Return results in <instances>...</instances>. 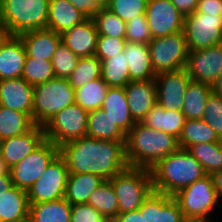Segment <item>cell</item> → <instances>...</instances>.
<instances>
[{
    "mask_svg": "<svg viewBox=\"0 0 222 222\" xmlns=\"http://www.w3.org/2000/svg\"><path fill=\"white\" fill-rule=\"evenodd\" d=\"M125 142L81 137L60 146L69 174L93 173L110 180L128 167Z\"/></svg>",
    "mask_w": 222,
    "mask_h": 222,
    "instance_id": "cell-1",
    "label": "cell"
},
{
    "mask_svg": "<svg viewBox=\"0 0 222 222\" xmlns=\"http://www.w3.org/2000/svg\"><path fill=\"white\" fill-rule=\"evenodd\" d=\"M178 148L177 137L149 128L141 122H136L126 134L125 156L129 167L151 170Z\"/></svg>",
    "mask_w": 222,
    "mask_h": 222,
    "instance_id": "cell-2",
    "label": "cell"
},
{
    "mask_svg": "<svg viewBox=\"0 0 222 222\" xmlns=\"http://www.w3.org/2000/svg\"><path fill=\"white\" fill-rule=\"evenodd\" d=\"M150 172L153 189L170 196L207 175L189 151L180 147L167 155Z\"/></svg>",
    "mask_w": 222,
    "mask_h": 222,
    "instance_id": "cell-3",
    "label": "cell"
},
{
    "mask_svg": "<svg viewBox=\"0 0 222 222\" xmlns=\"http://www.w3.org/2000/svg\"><path fill=\"white\" fill-rule=\"evenodd\" d=\"M49 0H0V22L6 35L48 26Z\"/></svg>",
    "mask_w": 222,
    "mask_h": 222,
    "instance_id": "cell-4",
    "label": "cell"
},
{
    "mask_svg": "<svg viewBox=\"0 0 222 222\" xmlns=\"http://www.w3.org/2000/svg\"><path fill=\"white\" fill-rule=\"evenodd\" d=\"M75 104V90L68 78H53L34 86L32 120L44 126L65 107Z\"/></svg>",
    "mask_w": 222,
    "mask_h": 222,
    "instance_id": "cell-5",
    "label": "cell"
},
{
    "mask_svg": "<svg viewBox=\"0 0 222 222\" xmlns=\"http://www.w3.org/2000/svg\"><path fill=\"white\" fill-rule=\"evenodd\" d=\"M115 191L119 214L138 210L153 189L150 170L127 167L109 180Z\"/></svg>",
    "mask_w": 222,
    "mask_h": 222,
    "instance_id": "cell-6",
    "label": "cell"
},
{
    "mask_svg": "<svg viewBox=\"0 0 222 222\" xmlns=\"http://www.w3.org/2000/svg\"><path fill=\"white\" fill-rule=\"evenodd\" d=\"M148 46L155 75L185 68L188 48L184 30L152 39Z\"/></svg>",
    "mask_w": 222,
    "mask_h": 222,
    "instance_id": "cell-7",
    "label": "cell"
},
{
    "mask_svg": "<svg viewBox=\"0 0 222 222\" xmlns=\"http://www.w3.org/2000/svg\"><path fill=\"white\" fill-rule=\"evenodd\" d=\"M177 201L184 217L209 218V214L219 203L212 177L206 175L177 192Z\"/></svg>",
    "mask_w": 222,
    "mask_h": 222,
    "instance_id": "cell-8",
    "label": "cell"
},
{
    "mask_svg": "<svg viewBox=\"0 0 222 222\" xmlns=\"http://www.w3.org/2000/svg\"><path fill=\"white\" fill-rule=\"evenodd\" d=\"M88 112L78 104L65 107L54 115L44 126L45 138L56 146L85 137Z\"/></svg>",
    "mask_w": 222,
    "mask_h": 222,
    "instance_id": "cell-9",
    "label": "cell"
},
{
    "mask_svg": "<svg viewBox=\"0 0 222 222\" xmlns=\"http://www.w3.org/2000/svg\"><path fill=\"white\" fill-rule=\"evenodd\" d=\"M59 153L60 148L45 139L37 149L10 168L13 185L28 191Z\"/></svg>",
    "mask_w": 222,
    "mask_h": 222,
    "instance_id": "cell-10",
    "label": "cell"
},
{
    "mask_svg": "<svg viewBox=\"0 0 222 222\" xmlns=\"http://www.w3.org/2000/svg\"><path fill=\"white\" fill-rule=\"evenodd\" d=\"M69 170L59 153L27 191L29 205L64 198Z\"/></svg>",
    "mask_w": 222,
    "mask_h": 222,
    "instance_id": "cell-11",
    "label": "cell"
},
{
    "mask_svg": "<svg viewBox=\"0 0 222 222\" xmlns=\"http://www.w3.org/2000/svg\"><path fill=\"white\" fill-rule=\"evenodd\" d=\"M184 34L188 51L222 43V15L195 11L184 17Z\"/></svg>",
    "mask_w": 222,
    "mask_h": 222,
    "instance_id": "cell-12",
    "label": "cell"
},
{
    "mask_svg": "<svg viewBox=\"0 0 222 222\" xmlns=\"http://www.w3.org/2000/svg\"><path fill=\"white\" fill-rule=\"evenodd\" d=\"M145 16L153 39L184 30V16L171 0H148Z\"/></svg>",
    "mask_w": 222,
    "mask_h": 222,
    "instance_id": "cell-13",
    "label": "cell"
},
{
    "mask_svg": "<svg viewBox=\"0 0 222 222\" xmlns=\"http://www.w3.org/2000/svg\"><path fill=\"white\" fill-rule=\"evenodd\" d=\"M185 69L192 81L212 86L222 72V43L188 51Z\"/></svg>",
    "mask_w": 222,
    "mask_h": 222,
    "instance_id": "cell-14",
    "label": "cell"
},
{
    "mask_svg": "<svg viewBox=\"0 0 222 222\" xmlns=\"http://www.w3.org/2000/svg\"><path fill=\"white\" fill-rule=\"evenodd\" d=\"M190 81L185 68L156 75L157 103L165 110L182 111L185 91Z\"/></svg>",
    "mask_w": 222,
    "mask_h": 222,
    "instance_id": "cell-15",
    "label": "cell"
},
{
    "mask_svg": "<svg viewBox=\"0 0 222 222\" xmlns=\"http://www.w3.org/2000/svg\"><path fill=\"white\" fill-rule=\"evenodd\" d=\"M43 126L35 125L27 133L2 141V159L12 168L23 160L45 140Z\"/></svg>",
    "mask_w": 222,
    "mask_h": 222,
    "instance_id": "cell-16",
    "label": "cell"
},
{
    "mask_svg": "<svg viewBox=\"0 0 222 222\" xmlns=\"http://www.w3.org/2000/svg\"><path fill=\"white\" fill-rule=\"evenodd\" d=\"M25 58L26 50L20 37L5 35L0 40V80L20 78Z\"/></svg>",
    "mask_w": 222,
    "mask_h": 222,
    "instance_id": "cell-17",
    "label": "cell"
},
{
    "mask_svg": "<svg viewBox=\"0 0 222 222\" xmlns=\"http://www.w3.org/2000/svg\"><path fill=\"white\" fill-rule=\"evenodd\" d=\"M33 91L23 78L0 80V106L27 113L32 118Z\"/></svg>",
    "mask_w": 222,
    "mask_h": 222,
    "instance_id": "cell-18",
    "label": "cell"
},
{
    "mask_svg": "<svg viewBox=\"0 0 222 222\" xmlns=\"http://www.w3.org/2000/svg\"><path fill=\"white\" fill-rule=\"evenodd\" d=\"M124 90L131 116L141 122L157 103L155 80L130 81Z\"/></svg>",
    "mask_w": 222,
    "mask_h": 222,
    "instance_id": "cell-19",
    "label": "cell"
},
{
    "mask_svg": "<svg viewBox=\"0 0 222 222\" xmlns=\"http://www.w3.org/2000/svg\"><path fill=\"white\" fill-rule=\"evenodd\" d=\"M60 35L61 42L79 58L95 55L98 32L92 18H87Z\"/></svg>",
    "mask_w": 222,
    "mask_h": 222,
    "instance_id": "cell-20",
    "label": "cell"
},
{
    "mask_svg": "<svg viewBox=\"0 0 222 222\" xmlns=\"http://www.w3.org/2000/svg\"><path fill=\"white\" fill-rule=\"evenodd\" d=\"M18 36L24 44L28 57L43 60H52L61 42L60 33H56L48 28L26 31Z\"/></svg>",
    "mask_w": 222,
    "mask_h": 222,
    "instance_id": "cell-21",
    "label": "cell"
},
{
    "mask_svg": "<svg viewBox=\"0 0 222 222\" xmlns=\"http://www.w3.org/2000/svg\"><path fill=\"white\" fill-rule=\"evenodd\" d=\"M101 109L125 134L136 124L128 107L124 87H109Z\"/></svg>",
    "mask_w": 222,
    "mask_h": 222,
    "instance_id": "cell-22",
    "label": "cell"
},
{
    "mask_svg": "<svg viewBox=\"0 0 222 222\" xmlns=\"http://www.w3.org/2000/svg\"><path fill=\"white\" fill-rule=\"evenodd\" d=\"M124 56L129 67L130 81L155 80L148 44L127 41Z\"/></svg>",
    "mask_w": 222,
    "mask_h": 222,
    "instance_id": "cell-23",
    "label": "cell"
},
{
    "mask_svg": "<svg viewBox=\"0 0 222 222\" xmlns=\"http://www.w3.org/2000/svg\"><path fill=\"white\" fill-rule=\"evenodd\" d=\"M88 17L76 9L69 0H49L48 26L56 33H62L82 23Z\"/></svg>",
    "mask_w": 222,
    "mask_h": 222,
    "instance_id": "cell-24",
    "label": "cell"
},
{
    "mask_svg": "<svg viewBox=\"0 0 222 222\" xmlns=\"http://www.w3.org/2000/svg\"><path fill=\"white\" fill-rule=\"evenodd\" d=\"M186 122L182 111L165 110L158 103L146 114L141 121L145 126L169 133L179 138Z\"/></svg>",
    "mask_w": 222,
    "mask_h": 222,
    "instance_id": "cell-25",
    "label": "cell"
},
{
    "mask_svg": "<svg viewBox=\"0 0 222 222\" xmlns=\"http://www.w3.org/2000/svg\"><path fill=\"white\" fill-rule=\"evenodd\" d=\"M104 181L93 173L69 174L64 199L71 205L87 203L91 193Z\"/></svg>",
    "mask_w": 222,
    "mask_h": 222,
    "instance_id": "cell-26",
    "label": "cell"
},
{
    "mask_svg": "<svg viewBox=\"0 0 222 222\" xmlns=\"http://www.w3.org/2000/svg\"><path fill=\"white\" fill-rule=\"evenodd\" d=\"M182 213L173 196L153 190L149 195V222H183Z\"/></svg>",
    "mask_w": 222,
    "mask_h": 222,
    "instance_id": "cell-27",
    "label": "cell"
},
{
    "mask_svg": "<svg viewBox=\"0 0 222 222\" xmlns=\"http://www.w3.org/2000/svg\"><path fill=\"white\" fill-rule=\"evenodd\" d=\"M86 136L100 140L126 141V134L101 108L88 112Z\"/></svg>",
    "mask_w": 222,
    "mask_h": 222,
    "instance_id": "cell-28",
    "label": "cell"
},
{
    "mask_svg": "<svg viewBox=\"0 0 222 222\" xmlns=\"http://www.w3.org/2000/svg\"><path fill=\"white\" fill-rule=\"evenodd\" d=\"M29 214L27 191L12 186L0 195V222H12Z\"/></svg>",
    "mask_w": 222,
    "mask_h": 222,
    "instance_id": "cell-29",
    "label": "cell"
},
{
    "mask_svg": "<svg viewBox=\"0 0 222 222\" xmlns=\"http://www.w3.org/2000/svg\"><path fill=\"white\" fill-rule=\"evenodd\" d=\"M211 92L212 87L207 83L192 80L189 82L182 106V113L186 120L202 119Z\"/></svg>",
    "mask_w": 222,
    "mask_h": 222,
    "instance_id": "cell-30",
    "label": "cell"
},
{
    "mask_svg": "<svg viewBox=\"0 0 222 222\" xmlns=\"http://www.w3.org/2000/svg\"><path fill=\"white\" fill-rule=\"evenodd\" d=\"M72 205L64 198L29 205L32 222H71Z\"/></svg>",
    "mask_w": 222,
    "mask_h": 222,
    "instance_id": "cell-31",
    "label": "cell"
},
{
    "mask_svg": "<svg viewBox=\"0 0 222 222\" xmlns=\"http://www.w3.org/2000/svg\"><path fill=\"white\" fill-rule=\"evenodd\" d=\"M35 126L32 118L24 112L0 106V138L20 136Z\"/></svg>",
    "mask_w": 222,
    "mask_h": 222,
    "instance_id": "cell-32",
    "label": "cell"
},
{
    "mask_svg": "<svg viewBox=\"0 0 222 222\" xmlns=\"http://www.w3.org/2000/svg\"><path fill=\"white\" fill-rule=\"evenodd\" d=\"M219 142V136L203 119L186 120L178 138L180 148L188 149L198 143Z\"/></svg>",
    "mask_w": 222,
    "mask_h": 222,
    "instance_id": "cell-33",
    "label": "cell"
},
{
    "mask_svg": "<svg viewBox=\"0 0 222 222\" xmlns=\"http://www.w3.org/2000/svg\"><path fill=\"white\" fill-rule=\"evenodd\" d=\"M101 79L109 87H125L129 82V67L124 52L101 61Z\"/></svg>",
    "mask_w": 222,
    "mask_h": 222,
    "instance_id": "cell-34",
    "label": "cell"
},
{
    "mask_svg": "<svg viewBox=\"0 0 222 222\" xmlns=\"http://www.w3.org/2000/svg\"><path fill=\"white\" fill-rule=\"evenodd\" d=\"M87 203L107 220H114L119 214L117 197L109 180H105L91 193Z\"/></svg>",
    "mask_w": 222,
    "mask_h": 222,
    "instance_id": "cell-35",
    "label": "cell"
},
{
    "mask_svg": "<svg viewBox=\"0 0 222 222\" xmlns=\"http://www.w3.org/2000/svg\"><path fill=\"white\" fill-rule=\"evenodd\" d=\"M109 86L100 78L75 90V103L87 112L101 108Z\"/></svg>",
    "mask_w": 222,
    "mask_h": 222,
    "instance_id": "cell-36",
    "label": "cell"
},
{
    "mask_svg": "<svg viewBox=\"0 0 222 222\" xmlns=\"http://www.w3.org/2000/svg\"><path fill=\"white\" fill-rule=\"evenodd\" d=\"M187 150L201 164L207 175L222 169V147L219 142L198 143Z\"/></svg>",
    "mask_w": 222,
    "mask_h": 222,
    "instance_id": "cell-37",
    "label": "cell"
},
{
    "mask_svg": "<svg viewBox=\"0 0 222 222\" xmlns=\"http://www.w3.org/2000/svg\"><path fill=\"white\" fill-rule=\"evenodd\" d=\"M101 71V61L95 55L83 57L68 80L73 89L77 90L92 80L100 79Z\"/></svg>",
    "mask_w": 222,
    "mask_h": 222,
    "instance_id": "cell-38",
    "label": "cell"
},
{
    "mask_svg": "<svg viewBox=\"0 0 222 222\" xmlns=\"http://www.w3.org/2000/svg\"><path fill=\"white\" fill-rule=\"evenodd\" d=\"M21 78L31 86H36L55 78L51 60L32 58L26 55Z\"/></svg>",
    "mask_w": 222,
    "mask_h": 222,
    "instance_id": "cell-39",
    "label": "cell"
},
{
    "mask_svg": "<svg viewBox=\"0 0 222 222\" xmlns=\"http://www.w3.org/2000/svg\"><path fill=\"white\" fill-rule=\"evenodd\" d=\"M92 19L95 23L98 35L125 38L126 22L106 6Z\"/></svg>",
    "mask_w": 222,
    "mask_h": 222,
    "instance_id": "cell-40",
    "label": "cell"
},
{
    "mask_svg": "<svg viewBox=\"0 0 222 222\" xmlns=\"http://www.w3.org/2000/svg\"><path fill=\"white\" fill-rule=\"evenodd\" d=\"M79 59L63 42H60L51 60L55 77L69 78L77 67Z\"/></svg>",
    "mask_w": 222,
    "mask_h": 222,
    "instance_id": "cell-41",
    "label": "cell"
},
{
    "mask_svg": "<svg viewBox=\"0 0 222 222\" xmlns=\"http://www.w3.org/2000/svg\"><path fill=\"white\" fill-rule=\"evenodd\" d=\"M106 7L125 22L145 14L148 0H107Z\"/></svg>",
    "mask_w": 222,
    "mask_h": 222,
    "instance_id": "cell-42",
    "label": "cell"
},
{
    "mask_svg": "<svg viewBox=\"0 0 222 222\" xmlns=\"http://www.w3.org/2000/svg\"><path fill=\"white\" fill-rule=\"evenodd\" d=\"M125 39L128 42L148 44L153 38L145 14L126 22Z\"/></svg>",
    "mask_w": 222,
    "mask_h": 222,
    "instance_id": "cell-43",
    "label": "cell"
},
{
    "mask_svg": "<svg viewBox=\"0 0 222 222\" xmlns=\"http://www.w3.org/2000/svg\"><path fill=\"white\" fill-rule=\"evenodd\" d=\"M202 119L220 137L222 135V97L214 92L208 97Z\"/></svg>",
    "mask_w": 222,
    "mask_h": 222,
    "instance_id": "cell-44",
    "label": "cell"
},
{
    "mask_svg": "<svg viewBox=\"0 0 222 222\" xmlns=\"http://www.w3.org/2000/svg\"><path fill=\"white\" fill-rule=\"evenodd\" d=\"M126 43L127 40L125 38L98 35L95 56L100 61L106 60L109 57L124 52Z\"/></svg>",
    "mask_w": 222,
    "mask_h": 222,
    "instance_id": "cell-45",
    "label": "cell"
},
{
    "mask_svg": "<svg viewBox=\"0 0 222 222\" xmlns=\"http://www.w3.org/2000/svg\"><path fill=\"white\" fill-rule=\"evenodd\" d=\"M108 220L88 203L72 205L71 222H107Z\"/></svg>",
    "mask_w": 222,
    "mask_h": 222,
    "instance_id": "cell-46",
    "label": "cell"
},
{
    "mask_svg": "<svg viewBox=\"0 0 222 222\" xmlns=\"http://www.w3.org/2000/svg\"><path fill=\"white\" fill-rule=\"evenodd\" d=\"M114 222H149V196L138 210L124 212L117 215Z\"/></svg>",
    "mask_w": 222,
    "mask_h": 222,
    "instance_id": "cell-47",
    "label": "cell"
},
{
    "mask_svg": "<svg viewBox=\"0 0 222 222\" xmlns=\"http://www.w3.org/2000/svg\"><path fill=\"white\" fill-rule=\"evenodd\" d=\"M70 3L88 18H93L99 14L106 3L104 0H69Z\"/></svg>",
    "mask_w": 222,
    "mask_h": 222,
    "instance_id": "cell-48",
    "label": "cell"
},
{
    "mask_svg": "<svg viewBox=\"0 0 222 222\" xmlns=\"http://www.w3.org/2000/svg\"><path fill=\"white\" fill-rule=\"evenodd\" d=\"M196 11L207 15H222V0H199Z\"/></svg>",
    "mask_w": 222,
    "mask_h": 222,
    "instance_id": "cell-49",
    "label": "cell"
},
{
    "mask_svg": "<svg viewBox=\"0 0 222 222\" xmlns=\"http://www.w3.org/2000/svg\"><path fill=\"white\" fill-rule=\"evenodd\" d=\"M198 1L199 0H171V3L186 17L196 11Z\"/></svg>",
    "mask_w": 222,
    "mask_h": 222,
    "instance_id": "cell-50",
    "label": "cell"
},
{
    "mask_svg": "<svg viewBox=\"0 0 222 222\" xmlns=\"http://www.w3.org/2000/svg\"><path fill=\"white\" fill-rule=\"evenodd\" d=\"M210 176L212 177L213 186L220 201L222 197V169L213 172Z\"/></svg>",
    "mask_w": 222,
    "mask_h": 222,
    "instance_id": "cell-51",
    "label": "cell"
},
{
    "mask_svg": "<svg viewBox=\"0 0 222 222\" xmlns=\"http://www.w3.org/2000/svg\"><path fill=\"white\" fill-rule=\"evenodd\" d=\"M13 186L10 175H0V195Z\"/></svg>",
    "mask_w": 222,
    "mask_h": 222,
    "instance_id": "cell-52",
    "label": "cell"
},
{
    "mask_svg": "<svg viewBox=\"0 0 222 222\" xmlns=\"http://www.w3.org/2000/svg\"><path fill=\"white\" fill-rule=\"evenodd\" d=\"M212 92H214L216 95H219L222 97V72L218 76V78L215 80V82L212 84Z\"/></svg>",
    "mask_w": 222,
    "mask_h": 222,
    "instance_id": "cell-53",
    "label": "cell"
},
{
    "mask_svg": "<svg viewBox=\"0 0 222 222\" xmlns=\"http://www.w3.org/2000/svg\"><path fill=\"white\" fill-rule=\"evenodd\" d=\"M9 171V167L7 166L6 162L2 159V156H0V175H10Z\"/></svg>",
    "mask_w": 222,
    "mask_h": 222,
    "instance_id": "cell-54",
    "label": "cell"
},
{
    "mask_svg": "<svg viewBox=\"0 0 222 222\" xmlns=\"http://www.w3.org/2000/svg\"><path fill=\"white\" fill-rule=\"evenodd\" d=\"M183 222H211L208 218H187L185 217Z\"/></svg>",
    "mask_w": 222,
    "mask_h": 222,
    "instance_id": "cell-55",
    "label": "cell"
},
{
    "mask_svg": "<svg viewBox=\"0 0 222 222\" xmlns=\"http://www.w3.org/2000/svg\"><path fill=\"white\" fill-rule=\"evenodd\" d=\"M12 222H32L31 216L28 214L27 216L14 220Z\"/></svg>",
    "mask_w": 222,
    "mask_h": 222,
    "instance_id": "cell-56",
    "label": "cell"
},
{
    "mask_svg": "<svg viewBox=\"0 0 222 222\" xmlns=\"http://www.w3.org/2000/svg\"><path fill=\"white\" fill-rule=\"evenodd\" d=\"M0 35H6V34L3 32L1 22H0Z\"/></svg>",
    "mask_w": 222,
    "mask_h": 222,
    "instance_id": "cell-57",
    "label": "cell"
},
{
    "mask_svg": "<svg viewBox=\"0 0 222 222\" xmlns=\"http://www.w3.org/2000/svg\"><path fill=\"white\" fill-rule=\"evenodd\" d=\"M2 139L0 138V156H1V152H2Z\"/></svg>",
    "mask_w": 222,
    "mask_h": 222,
    "instance_id": "cell-58",
    "label": "cell"
},
{
    "mask_svg": "<svg viewBox=\"0 0 222 222\" xmlns=\"http://www.w3.org/2000/svg\"><path fill=\"white\" fill-rule=\"evenodd\" d=\"M219 143H220V146L222 147V135L219 137Z\"/></svg>",
    "mask_w": 222,
    "mask_h": 222,
    "instance_id": "cell-59",
    "label": "cell"
}]
</instances>
